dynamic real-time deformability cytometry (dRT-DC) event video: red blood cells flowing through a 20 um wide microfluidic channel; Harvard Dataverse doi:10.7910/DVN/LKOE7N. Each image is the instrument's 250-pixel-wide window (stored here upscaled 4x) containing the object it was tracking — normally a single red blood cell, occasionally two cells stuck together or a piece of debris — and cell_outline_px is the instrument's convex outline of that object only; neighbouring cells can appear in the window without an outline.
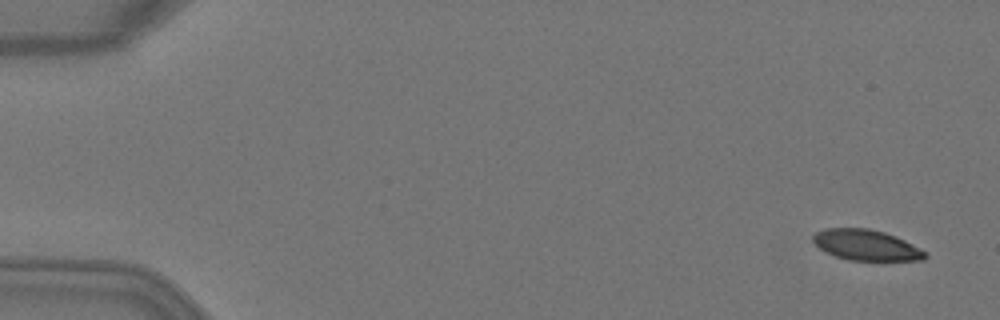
{"species": "Egyptian fruit bat (a non-hibernating species)", "species_latin": "Rousettus aegyptiacus", "temperature_condition": "warm", "stored_images_in_passage": 5, "segment_of_instrument_passage": [1, 2], "camera_frame_rate_fps": 3000, "um_per_image_px": 0.085, "animal": {"sex": "female"}, "frame": {"image": 1, "passage_image": 1, "time_ms": 0.0, "image_size_px": [1000, 320], "cell_outline_px": [[928, 256], [924, 260], [848, 260], [836, 256], [820, 248], [812, 240], [812, 236], [816, 232], [824, 228], [868, 228], [884, 232], [896, 236], [912, 244], [924, 252]], "centroid_in_image_um": [73.61, 20.82], "position_along_channel_um": 11.4, "area_um2": 19.83}}